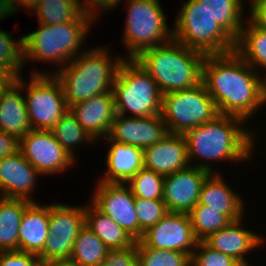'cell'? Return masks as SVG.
<instances>
[{"label":"cell","mask_w":266,"mask_h":266,"mask_svg":"<svg viewBox=\"0 0 266 266\" xmlns=\"http://www.w3.org/2000/svg\"><path fill=\"white\" fill-rule=\"evenodd\" d=\"M160 115L168 133L185 134L189 129L212 121L219 115L203 83L188 90L162 95Z\"/></svg>","instance_id":"10"},{"label":"cell","mask_w":266,"mask_h":266,"mask_svg":"<svg viewBox=\"0 0 266 266\" xmlns=\"http://www.w3.org/2000/svg\"><path fill=\"white\" fill-rule=\"evenodd\" d=\"M91 202L98 210L114 220L129 236L139 241L144 231L138 224L135 197L126 183L98 181Z\"/></svg>","instance_id":"12"},{"label":"cell","mask_w":266,"mask_h":266,"mask_svg":"<svg viewBox=\"0 0 266 266\" xmlns=\"http://www.w3.org/2000/svg\"><path fill=\"white\" fill-rule=\"evenodd\" d=\"M85 225V205L49 204V233L43 252L42 265L53 261L69 260L73 243Z\"/></svg>","instance_id":"11"},{"label":"cell","mask_w":266,"mask_h":266,"mask_svg":"<svg viewBox=\"0 0 266 266\" xmlns=\"http://www.w3.org/2000/svg\"><path fill=\"white\" fill-rule=\"evenodd\" d=\"M21 85L14 79L0 97V131L19 140L31 130Z\"/></svg>","instance_id":"24"},{"label":"cell","mask_w":266,"mask_h":266,"mask_svg":"<svg viewBox=\"0 0 266 266\" xmlns=\"http://www.w3.org/2000/svg\"><path fill=\"white\" fill-rule=\"evenodd\" d=\"M139 266H191V258L183 252L144 247L137 241Z\"/></svg>","instance_id":"34"},{"label":"cell","mask_w":266,"mask_h":266,"mask_svg":"<svg viewBox=\"0 0 266 266\" xmlns=\"http://www.w3.org/2000/svg\"><path fill=\"white\" fill-rule=\"evenodd\" d=\"M26 199L0 197V251L19 250V227Z\"/></svg>","instance_id":"27"},{"label":"cell","mask_w":266,"mask_h":266,"mask_svg":"<svg viewBox=\"0 0 266 266\" xmlns=\"http://www.w3.org/2000/svg\"><path fill=\"white\" fill-rule=\"evenodd\" d=\"M126 2L127 17L121 39L128 52L126 59H135L144 50L164 45L173 39V27H168L166 14L159 0Z\"/></svg>","instance_id":"8"},{"label":"cell","mask_w":266,"mask_h":266,"mask_svg":"<svg viewBox=\"0 0 266 266\" xmlns=\"http://www.w3.org/2000/svg\"><path fill=\"white\" fill-rule=\"evenodd\" d=\"M202 83L219 114L248 123L263 106L262 73L255 71L235 51L206 55Z\"/></svg>","instance_id":"1"},{"label":"cell","mask_w":266,"mask_h":266,"mask_svg":"<svg viewBox=\"0 0 266 266\" xmlns=\"http://www.w3.org/2000/svg\"><path fill=\"white\" fill-rule=\"evenodd\" d=\"M101 266H139L137 241L127 248L109 249Z\"/></svg>","instance_id":"38"},{"label":"cell","mask_w":266,"mask_h":266,"mask_svg":"<svg viewBox=\"0 0 266 266\" xmlns=\"http://www.w3.org/2000/svg\"><path fill=\"white\" fill-rule=\"evenodd\" d=\"M112 93L116 114L132 117L160 114L162 94L151 75L135 59L125 58L121 62Z\"/></svg>","instance_id":"6"},{"label":"cell","mask_w":266,"mask_h":266,"mask_svg":"<svg viewBox=\"0 0 266 266\" xmlns=\"http://www.w3.org/2000/svg\"><path fill=\"white\" fill-rule=\"evenodd\" d=\"M245 21L235 41V52L255 71L262 72L263 75L266 71V30L257 27L249 19Z\"/></svg>","instance_id":"26"},{"label":"cell","mask_w":266,"mask_h":266,"mask_svg":"<svg viewBox=\"0 0 266 266\" xmlns=\"http://www.w3.org/2000/svg\"><path fill=\"white\" fill-rule=\"evenodd\" d=\"M250 4L248 18L257 27L266 30V0H248Z\"/></svg>","instance_id":"41"},{"label":"cell","mask_w":266,"mask_h":266,"mask_svg":"<svg viewBox=\"0 0 266 266\" xmlns=\"http://www.w3.org/2000/svg\"><path fill=\"white\" fill-rule=\"evenodd\" d=\"M79 2L82 12L96 22L98 16L102 15L103 12L113 11L116 6L121 5L122 0H79Z\"/></svg>","instance_id":"40"},{"label":"cell","mask_w":266,"mask_h":266,"mask_svg":"<svg viewBox=\"0 0 266 266\" xmlns=\"http://www.w3.org/2000/svg\"><path fill=\"white\" fill-rule=\"evenodd\" d=\"M235 41L244 26L245 3L242 0H197Z\"/></svg>","instance_id":"28"},{"label":"cell","mask_w":266,"mask_h":266,"mask_svg":"<svg viewBox=\"0 0 266 266\" xmlns=\"http://www.w3.org/2000/svg\"><path fill=\"white\" fill-rule=\"evenodd\" d=\"M106 47L86 49L54 75L60 81L67 106L112 92L114 80L125 57L111 56Z\"/></svg>","instance_id":"4"},{"label":"cell","mask_w":266,"mask_h":266,"mask_svg":"<svg viewBox=\"0 0 266 266\" xmlns=\"http://www.w3.org/2000/svg\"><path fill=\"white\" fill-rule=\"evenodd\" d=\"M38 176L40 177L42 174L20 151L14 155L3 157L0 159V197L35 202L32 196L37 187Z\"/></svg>","instance_id":"17"},{"label":"cell","mask_w":266,"mask_h":266,"mask_svg":"<svg viewBox=\"0 0 266 266\" xmlns=\"http://www.w3.org/2000/svg\"><path fill=\"white\" fill-rule=\"evenodd\" d=\"M15 11L13 9L10 0H0V21L7 19L9 16L14 15Z\"/></svg>","instance_id":"44"},{"label":"cell","mask_w":266,"mask_h":266,"mask_svg":"<svg viewBox=\"0 0 266 266\" xmlns=\"http://www.w3.org/2000/svg\"><path fill=\"white\" fill-rule=\"evenodd\" d=\"M110 149L106 154V170L99 179L106 183H127L141 168L144 167L143 150L133 145L121 144L110 140Z\"/></svg>","instance_id":"22"},{"label":"cell","mask_w":266,"mask_h":266,"mask_svg":"<svg viewBox=\"0 0 266 266\" xmlns=\"http://www.w3.org/2000/svg\"><path fill=\"white\" fill-rule=\"evenodd\" d=\"M243 220L241 218L231 222L227 227L211 233L203 241L212 249L231 256L241 265H250L246 256L265 244L266 238L252 229H245Z\"/></svg>","instance_id":"18"},{"label":"cell","mask_w":266,"mask_h":266,"mask_svg":"<svg viewBox=\"0 0 266 266\" xmlns=\"http://www.w3.org/2000/svg\"><path fill=\"white\" fill-rule=\"evenodd\" d=\"M191 226L199 241L206 239L211 233L227 227L232 221L218 210L197 204L189 213Z\"/></svg>","instance_id":"32"},{"label":"cell","mask_w":266,"mask_h":266,"mask_svg":"<svg viewBox=\"0 0 266 266\" xmlns=\"http://www.w3.org/2000/svg\"><path fill=\"white\" fill-rule=\"evenodd\" d=\"M109 248L84 225L73 243L70 261L79 266H101Z\"/></svg>","instance_id":"29"},{"label":"cell","mask_w":266,"mask_h":266,"mask_svg":"<svg viewBox=\"0 0 266 266\" xmlns=\"http://www.w3.org/2000/svg\"><path fill=\"white\" fill-rule=\"evenodd\" d=\"M245 123L241 118L219 114L212 121L189 129L184 135L190 166L212 174L221 173L213 169L214 162L228 160L235 164L251 160L257 136Z\"/></svg>","instance_id":"2"},{"label":"cell","mask_w":266,"mask_h":266,"mask_svg":"<svg viewBox=\"0 0 266 266\" xmlns=\"http://www.w3.org/2000/svg\"><path fill=\"white\" fill-rule=\"evenodd\" d=\"M93 22L89 16L83 14L77 21L56 25L38 23L37 30L22 36L23 64H27V60H35V63L48 62L59 69H52L50 72L32 69L30 73L54 74L84 52L81 49L84 48L85 38L90 33Z\"/></svg>","instance_id":"3"},{"label":"cell","mask_w":266,"mask_h":266,"mask_svg":"<svg viewBox=\"0 0 266 266\" xmlns=\"http://www.w3.org/2000/svg\"><path fill=\"white\" fill-rule=\"evenodd\" d=\"M13 80H0V97L2 92L8 87Z\"/></svg>","instance_id":"48"},{"label":"cell","mask_w":266,"mask_h":266,"mask_svg":"<svg viewBox=\"0 0 266 266\" xmlns=\"http://www.w3.org/2000/svg\"><path fill=\"white\" fill-rule=\"evenodd\" d=\"M15 13L20 8H24L26 12L30 13L39 4L40 0H10ZM19 7V8H18Z\"/></svg>","instance_id":"43"},{"label":"cell","mask_w":266,"mask_h":266,"mask_svg":"<svg viewBox=\"0 0 266 266\" xmlns=\"http://www.w3.org/2000/svg\"><path fill=\"white\" fill-rule=\"evenodd\" d=\"M191 266H242L231 256L212 249L204 241H198L191 256Z\"/></svg>","instance_id":"37"},{"label":"cell","mask_w":266,"mask_h":266,"mask_svg":"<svg viewBox=\"0 0 266 266\" xmlns=\"http://www.w3.org/2000/svg\"><path fill=\"white\" fill-rule=\"evenodd\" d=\"M29 14L37 15L38 23L56 25L77 21L84 13L79 0H40Z\"/></svg>","instance_id":"30"},{"label":"cell","mask_w":266,"mask_h":266,"mask_svg":"<svg viewBox=\"0 0 266 266\" xmlns=\"http://www.w3.org/2000/svg\"><path fill=\"white\" fill-rule=\"evenodd\" d=\"M44 266H79L70 260L53 261Z\"/></svg>","instance_id":"46"},{"label":"cell","mask_w":266,"mask_h":266,"mask_svg":"<svg viewBox=\"0 0 266 266\" xmlns=\"http://www.w3.org/2000/svg\"><path fill=\"white\" fill-rule=\"evenodd\" d=\"M167 134L166 124L160 114L147 117L116 114L107 137L112 141L144 150Z\"/></svg>","instance_id":"16"},{"label":"cell","mask_w":266,"mask_h":266,"mask_svg":"<svg viewBox=\"0 0 266 266\" xmlns=\"http://www.w3.org/2000/svg\"><path fill=\"white\" fill-rule=\"evenodd\" d=\"M173 25V39L205 55L235 51V40L197 0L182 1Z\"/></svg>","instance_id":"7"},{"label":"cell","mask_w":266,"mask_h":266,"mask_svg":"<svg viewBox=\"0 0 266 266\" xmlns=\"http://www.w3.org/2000/svg\"><path fill=\"white\" fill-rule=\"evenodd\" d=\"M164 177L143 167L126 184L135 198L162 200Z\"/></svg>","instance_id":"33"},{"label":"cell","mask_w":266,"mask_h":266,"mask_svg":"<svg viewBox=\"0 0 266 266\" xmlns=\"http://www.w3.org/2000/svg\"><path fill=\"white\" fill-rule=\"evenodd\" d=\"M31 202L24 210L19 227V250L40 255L49 233V204Z\"/></svg>","instance_id":"23"},{"label":"cell","mask_w":266,"mask_h":266,"mask_svg":"<svg viewBox=\"0 0 266 266\" xmlns=\"http://www.w3.org/2000/svg\"><path fill=\"white\" fill-rule=\"evenodd\" d=\"M19 151L42 175H54L75 166L70 154L51 130H31L20 139Z\"/></svg>","instance_id":"13"},{"label":"cell","mask_w":266,"mask_h":266,"mask_svg":"<svg viewBox=\"0 0 266 266\" xmlns=\"http://www.w3.org/2000/svg\"><path fill=\"white\" fill-rule=\"evenodd\" d=\"M198 241L189 214L177 212H168L157 224L148 228L139 240L144 247L180 251L190 258Z\"/></svg>","instance_id":"14"},{"label":"cell","mask_w":266,"mask_h":266,"mask_svg":"<svg viewBox=\"0 0 266 266\" xmlns=\"http://www.w3.org/2000/svg\"><path fill=\"white\" fill-rule=\"evenodd\" d=\"M25 92L28 118L33 130H51L69 110L60 81L54 74H31L28 83L15 77Z\"/></svg>","instance_id":"9"},{"label":"cell","mask_w":266,"mask_h":266,"mask_svg":"<svg viewBox=\"0 0 266 266\" xmlns=\"http://www.w3.org/2000/svg\"><path fill=\"white\" fill-rule=\"evenodd\" d=\"M205 54L174 39L144 50L135 60L151 75L162 95L202 83Z\"/></svg>","instance_id":"5"},{"label":"cell","mask_w":266,"mask_h":266,"mask_svg":"<svg viewBox=\"0 0 266 266\" xmlns=\"http://www.w3.org/2000/svg\"><path fill=\"white\" fill-rule=\"evenodd\" d=\"M69 111L89 136L99 143V139L107 137L116 116L113 93L106 92L76 102L69 107Z\"/></svg>","instance_id":"19"},{"label":"cell","mask_w":266,"mask_h":266,"mask_svg":"<svg viewBox=\"0 0 266 266\" xmlns=\"http://www.w3.org/2000/svg\"><path fill=\"white\" fill-rule=\"evenodd\" d=\"M19 146L20 140L17 137L0 131V159L17 153Z\"/></svg>","instance_id":"42"},{"label":"cell","mask_w":266,"mask_h":266,"mask_svg":"<svg viewBox=\"0 0 266 266\" xmlns=\"http://www.w3.org/2000/svg\"><path fill=\"white\" fill-rule=\"evenodd\" d=\"M0 266H43L38 255L20 250L0 251Z\"/></svg>","instance_id":"39"},{"label":"cell","mask_w":266,"mask_h":266,"mask_svg":"<svg viewBox=\"0 0 266 266\" xmlns=\"http://www.w3.org/2000/svg\"><path fill=\"white\" fill-rule=\"evenodd\" d=\"M135 208L138 224L144 232L168 213L163 200L135 198Z\"/></svg>","instance_id":"36"},{"label":"cell","mask_w":266,"mask_h":266,"mask_svg":"<svg viewBox=\"0 0 266 266\" xmlns=\"http://www.w3.org/2000/svg\"><path fill=\"white\" fill-rule=\"evenodd\" d=\"M144 168L163 176L190 166L184 134L168 133L160 141L143 150Z\"/></svg>","instance_id":"20"},{"label":"cell","mask_w":266,"mask_h":266,"mask_svg":"<svg viewBox=\"0 0 266 266\" xmlns=\"http://www.w3.org/2000/svg\"><path fill=\"white\" fill-rule=\"evenodd\" d=\"M211 173L189 166L166 175L162 200L168 212L189 213L198 203L203 183Z\"/></svg>","instance_id":"15"},{"label":"cell","mask_w":266,"mask_h":266,"mask_svg":"<svg viewBox=\"0 0 266 266\" xmlns=\"http://www.w3.org/2000/svg\"><path fill=\"white\" fill-rule=\"evenodd\" d=\"M0 64L15 77L20 76L23 64L22 36L14 39L9 31L0 28Z\"/></svg>","instance_id":"35"},{"label":"cell","mask_w":266,"mask_h":266,"mask_svg":"<svg viewBox=\"0 0 266 266\" xmlns=\"http://www.w3.org/2000/svg\"><path fill=\"white\" fill-rule=\"evenodd\" d=\"M85 225L109 248L130 247L135 240L91 202L85 204Z\"/></svg>","instance_id":"25"},{"label":"cell","mask_w":266,"mask_h":266,"mask_svg":"<svg viewBox=\"0 0 266 266\" xmlns=\"http://www.w3.org/2000/svg\"><path fill=\"white\" fill-rule=\"evenodd\" d=\"M51 131L55 139L74 160H76V150H78L83 143H85V145L96 144L69 110L61 117Z\"/></svg>","instance_id":"31"},{"label":"cell","mask_w":266,"mask_h":266,"mask_svg":"<svg viewBox=\"0 0 266 266\" xmlns=\"http://www.w3.org/2000/svg\"><path fill=\"white\" fill-rule=\"evenodd\" d=\"M15 76L0 64V80H14Z\"/></svg>","instance_id":"45"},{"label":"cell","mask_w":266,"mask_h":266,"mask_svg":"<svg viewBox=\"0 0 266 266\" xmlns=\"http://www.w3.org/2000/svg\"><path fill=\"white\" fill-rule=\"evenodd\" d=\"M262 85H263V105H266V73L262 75Z\"/></svg>","instance_id":"47"},{"label":"cell","mask_w":266,"mask_h":266,"mask_svg":"<svg viewBox=\"0 0 266 266\" xmlns=\"http://www.w3.org/2000/svg\"><path fill=\"white\" fill-rule=\"evenodd\" d=\"M227 183L222 173L210 174L202 185L199 204L220 211L233 222L244 217L246 204Z\"/></svg>","instance_id":"21"}]
</instances>
